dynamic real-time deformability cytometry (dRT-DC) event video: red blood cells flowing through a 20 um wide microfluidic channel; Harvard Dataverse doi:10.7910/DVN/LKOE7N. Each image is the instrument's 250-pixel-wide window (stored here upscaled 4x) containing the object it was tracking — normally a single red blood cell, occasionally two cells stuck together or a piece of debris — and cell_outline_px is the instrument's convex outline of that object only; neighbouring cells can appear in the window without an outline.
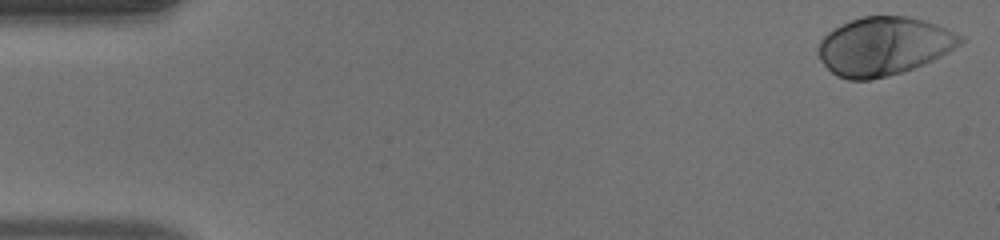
{"species": "human", "species_latin": "Homo sapiens", "temperature_condition": "warm", "stored_images_in_passage": 50, "camera_frame_rate_fps": 3000, "um_per_image_px": 0.085, "donor": {"sex": "male"}, "frame": {"image": 1, "passage_image": 1, "time_ms": 0.0, "image_size_px": [1000, 240], "cell_outline_px": [[968, 40], [940, 56], [932, 60], [912, 68], [888, 76], [872, 80], [848, 80], [836, 76], [820, 60], [816, 52], [816, 48], [820, 40], [828, 32], [840, 24], [864, 16], [908, 16], [924, 20], [936, 24], [964, 36]], "centroid_in_image_um": [75.1, 3.92], "position_along_channel_um": 9.9, "area_um2": 48.44}}
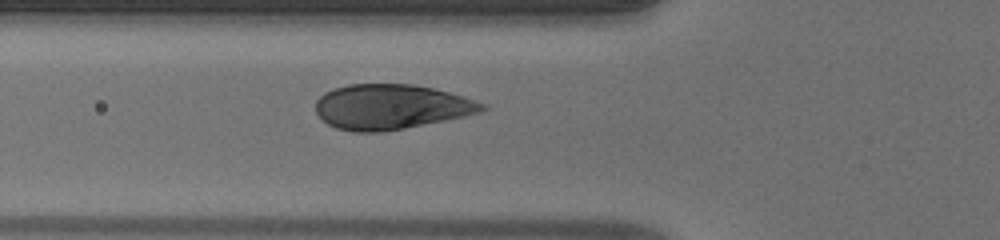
{"frame": {"image": 2, "passage_image": 18, "time_ms": 5.667, "image_size_px": [1000, 240], "cell_outline_px": [[488, 108], [480, 112], [464, 116], [404, 128], [380, 132], [352, 132], [336, 128], [328, 124], [316, 112], [316, 100], [324, 92], [332, 88], [348, 84], [412, 84], [432, 88], [464, 96], [488, 104]], "centroid_in_image_um": [33.23, 9.07], "position_along_channel_um": 92.6, "area_um2": 43.64}}
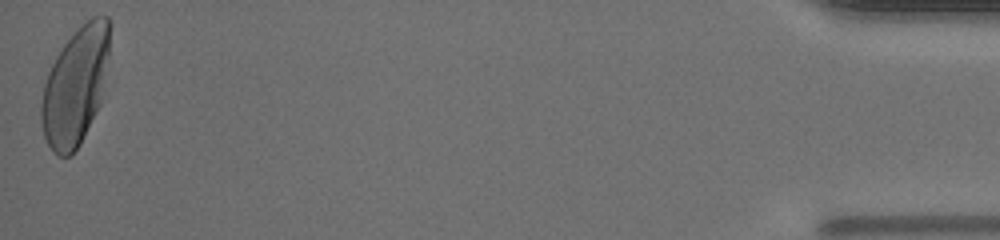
{"frame": {"image": 3, "passage_image": 50, "time_ms": 16.333, "image_size_px": [1000, 240], "cell_outline_px": [[108, 56], [100, 104], [80, 144], [68, 156], [56, 156], [48, 144], [44, 136], [40, 120], [40, 104], [44, 84], [48, 72], [56, 56], [64, 44], [92, 16], [108, 16]], "centroid_in_image_um": [6.37, 7.38], "position_along_channel_um": 428.8, "area_um2": 46.01}, "authors_computed_cell_mechanics": {"area_um2": 46.0666, "velocity_mm_per_s": 4.0248, "shape_relaxation_time_tau1_ms": 1.8211, "shape_relaxation_time_tau2_ms": null, "deformation_change_tau1": 0.1594, "deformation_change_tau2": null}}